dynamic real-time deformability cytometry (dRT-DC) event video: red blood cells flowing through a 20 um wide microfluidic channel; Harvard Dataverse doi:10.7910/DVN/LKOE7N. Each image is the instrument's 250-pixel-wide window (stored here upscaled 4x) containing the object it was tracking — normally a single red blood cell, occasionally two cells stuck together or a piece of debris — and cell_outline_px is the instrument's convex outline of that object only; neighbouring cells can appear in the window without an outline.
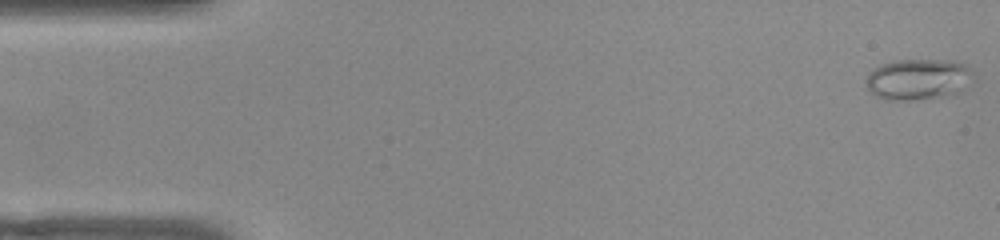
{"species": "common noctule bat (a hibernating species)", "species_latin": "Nyctalus noctula", "temperature_condition": "warm", "stored_images_in_passage": 52, "camera_frame_rate_fps": 3000, "um_per_image_px": 0.085, "animal": {"sex": "female", "body_mass_g": 22.0, "forearm_length_mm": 56.7}, "frame": {"image": 1, "passage_image": 1, "time_ms": 0.0, "image_size_px": [1000, 240], "cell_outline_px": [[972, 72], [960, 92], [956, 96], [916, 100], [884, 100], [876, 96], [864, 84], [864, 80], [868, 72], [872, 68], [880, 64], [892, 60], [952, 60], [964, 64]], "centroid_in_image_um": [77.96, 6.75], "position_along_channel_um": 7.0, "area_um2": 26.01}}
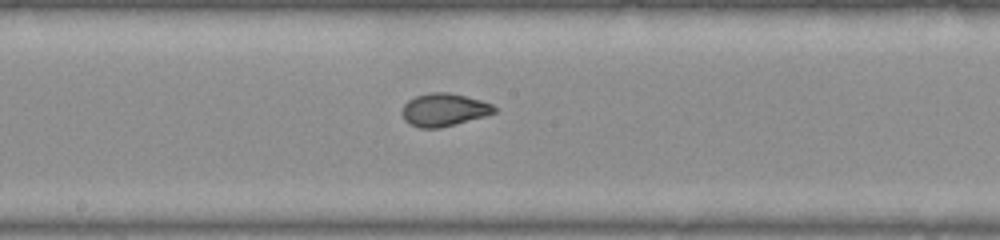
{"frame": {"image": 2, "passage_image": 27, "time_ms": 8.667, "image_size_px": [1000, 240], "cell_outline_px": [[496, 112], [484, 116], [440, 128], [420, 128], [408, 124], [404, 120], [400, 112], [404, 104], [408, 100], [416, 96], [428, 92], [448, 92], [480, 100], [492, 104], [496, 108]], "centroid_in_image_um": [37.68, 9.33], "position_along_channel_um": 210.5, "area_um2": 17.69}}
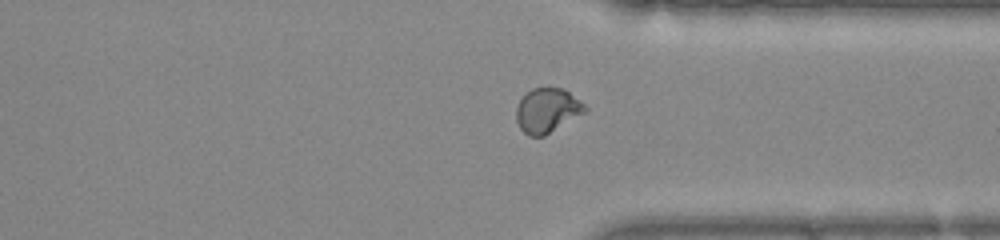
{"frame": {"image": 3, "passage_image": 39, "time_ms": 12.667, "image_size_px": [1000, 240], "cell_outline_px": [[588, 112], [544, 136], [528, 136], [520, 128], [516, 120], [516, 108], [520, 100], [532, 88], [564, 88], [580, 100], [588, 108]], "centroid_in_image_um": [46.55, 9.4], "position_along_channel_um": 364.8, "area_um2": 17.98}, "authors_computed_cell_mechanics": {"area_um2": 18.1203, "velocity_mm_per_s": 3.8829, "shape_relaxation_time_tau1_ms": 7.0433, "shape_relaxation_time_tau2_ms": 0.687, "deformation_change_tau1": 0.2045, "deformation_change_tau2": 0.0495}}